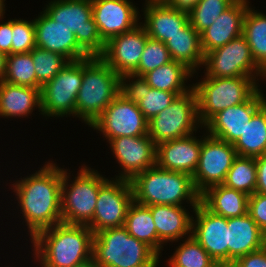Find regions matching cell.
Wrapping results in <instances>:
<instances>
[{
	"mask_svg": "<svg viewBox=\"0 0 266 267\" xmlns=\"http://www.w3.org/2000/svg\"><path fill=\"white\" fill-rule=\"evenodd\" d=\"M70 173L63 169L61 188L62 223L88 226L93 219L100 186L108 179L91 167L82 166L72 184ZM70 184V185H69Z\"/></svg>",
	"mask_w": 266,
	"mask_h": 267,
	"instance_id": "7",
	"label": "cell"
},
{
	"mask_svg": "<svg viewBox=\"0 0 266 267\" xmlns=\"http://www.w3.org/2000/svg\"><path fill=\"white\" fill-rule=\"evenodd\" d=\"M32 59L37 77V88L41 89L70 62L65 56L39 47L32 50Z\"/></svg>",
	"mask_w": 266,
	"mask_h": 267,
	"instance_id": "37",
	"label": "cell"
},
{
	"mask_svg": "<svg viewBox=\"0 0 266 267\" xmlns=\"http://www.w3.org/2000/svg\"><path fill=\"white\" fill-rule=\"evenodd\" d=\"M35 107L41 113V89L0 82V116L25 118Z\"/></svg>",
	"mask_w": 266,
	"mask_h": 267,
	"instance_id": "27",
	"label": "cell"
},
{
	"mask_svg": "<svg viewBox=\"0 0 266 267\" xmlns=\"http://www.w3.org/2000/svg\"><path fill=\"white\" fill-rule=\"evenodd\" d=\"M34 19L36 47L59 53L69 61L90 57L77 43L72 30L58 24L44 11Z\"/></svg>",
	"mask_w": 266,
	"mask_h": 267,
	"instance_id": "20",
	"label": "cell"
},
{
	"mask_svg": "<svg viewBox=\"0 0 266 267\" xmlns=\"http://www.w3.org/2000/svg\"><path fill=\"white\" fill-rule=\"evenodd\" d=\"M266 103L260 88L245 102L230 106L215 114L203 127L209 134L234 144L250 123L253 115Z\"/></svg>",
	"mask_w": 266,
	"mask_h": 267,
	"instance_id": "16",
	"label": "cell"
},
{
	"mask_svg": "<svg viewBox=\"0 0 266 267\" xmlns=\"http://www.w3.org/2000/svg\"><path fill=\"white\" fill-rule=\"evenodd\" d=\"M243 36L254 61L266 72V15L249 6L244 16Z\"/></svg>",
	"mask_w": 266,
	"mask_h": 267,
	"instance_id": "33",
	"label": "cell"
},
{
	"mask_svg": "<svg viewBox=\"0 0 266 267\" xmlns=\"http://www.w3.org/2000/svg\"><path fill=\"white\" fill-rule=\"evenodd\" d=\"M236 0H200L189 11V22L201 34Z\"/></svg>",
	"mask_w": 266,
	"mask_h": 267,
	"instance_id": "38",
	"label": "cell"
},
{
	"mask_svg": "<svg viewBox=\"0 0 266 267\" xmlns=\"http://www.w3.org/2000/svg\"><path fill=\"white\" fill-rule=\"evenodd\" d=\"M12 20L0 24V52L11 54Z\"/></svg>",
	"mask_w": 266,
	"mask_h": 267,
	"instance_id": "43",
	"label": "cell"
},
{
	"mask_svg": "<svg viewBox=\"0 0 266 267\" xmlns=\"http://www.w3.org/2000/svg\"><path fill=\"white\" fill-rule=\"evenodd\" d=\"M134 202L144 205H176L190 203L194 209L200 202L192 176L159 168L157 165L136 174L130 180Z\"/></svg>",
	"mask_w": 266,
	"mask_h": 267,
	"instance_id": "3",
	"label": "cell"
},
{
	"mask_svg": "<svg viewBox=\"0 0 266 267\" xmlns=\"http://www.w3.org/2000/svg\"><path fill=\"white\" fill-rule=\"evenodd\" d=\"M167 262L169 267H220L193 235L183 240Z\"/></svg>",
	"mask_w": 266,
	"mask_h": 267,
	"instance_id": "35",
	"label": "cell"
},
{
	"mask_svg": "<svg viewBox=\"0 0 266 267\" xmlns=\"http://www.w3.org/2000/svg\"><path fill=\"white\" fill-rule=\"evenodd\" d=\"M6 58L7 55L0 52V82L3 81L6 74Z\"/></svg>",
	"mask_w": 266,
	"mask_h": 267,
	"instance_id": "46",
	"label": "cell"
},
{
	"mask_svg": "<svg viewBox=\"0 0 266 267\" xmlns=\"http://www.w3.org/2000/svg\"><path fill=\"white\" fill-rule=\"evenodd\" d=\"M111 151L122 169L115 178L131 180L136 174L156 165V145L149 135L109 141Z\"/></svg>",
	"mask_w": 266,
	"mask_h": 267,
	"instance_id": "17",
	"label": "cell"
},
{
	"mask_svg": "<svg viewBox=\"0 0 266 267\" xmlns=\"http://www.w3.org/2000/svg\"><path fill=\"white\" fill-rule=\"evenodd\" d=\"M257 168L256 192L266 194V153L255 157Z\"/></svg>",
	"mask_w": 266,
	"mask_h": 267,
	"instance_id": "44",
	"label": "cell"
},
{
	"mask_svg": "<svg viewBox=\"0 0 266 267\" xmlns=\"http://www.w3.org/2000/svg\"><path fill=\"white\" fill-rule=\"evenodd\" d=\"M248 195L218 184L200 194V202L211 212L225 218L240 217L247 213Z\"/></svg>",
	"mask_w": 266,
	"mask_h": 267,
	"instance_id": "28",
	"label": "cell"
},
{
	"mask_svg": "<svg viewBox=\"0 0 266 267\" xmlns=\"http://www.w3.org/2000/svg\"><path fill=\"white\" fill-rule=\"evenodd\" d=\"M93 236L88 226L59 223L30 240L41 267H74L92 257Z\"/></svg>",
	"mask_w": 266,
	"mask_h": 267,
	"instance_id": "2",
	"label": "cell"
},
{
	"mask_svg": "<svg viewBox=\"0 0 266 267\" xmlns=\"http://www.w3.org/2000/svg\"><path fill=\"white\" fill-rule=\"evenodd\" d=\"M5 0H0V20L4 17V13H5V4H4Z\"/></svg>",
	"mask_w": 266,
	"mask_h": 267,
	"instance_id": "49",
	"label": "cell"
},
{
	"mask_svg": "<svg viewBox=\"0 0 266 267\" xmlns=\"http://www.w3.org/2000/svg\"><path fill=\"white\" fill-rule=\"evenodd\" d=\"M3 81L13 85L37 88L32 51L7 55L6 74Z\"/></svg>",
	"mask_w": 266,
	"mask_h": 267,
	"instance_id": "36",
	"label": "cell"
},
{
	"mask_svg": "<svg viewBox=\"0 0 266 267\" xmlns=\"http://www.w3.org/2000/svg\"><path fill=\"white\" fill-rule=\"evenodd\" d=\"M74 267H100V266L96 263L95 259L93 257H91L90 259L86 260L85 262L77 264Z\"/></svg>",
	"mask_w": 266,
	"mask_h": 267,
	"instance_id": "47",
	"label": "cell"
},
{
	"mask_svg": "<svg viewBox=\"0 0 266 267\" xmlns=\"http://www.w3.org/2000/svg\"><path fill=\"white\" fill-rule=\"evenodd\" d=\"M249 3L248 0H236L200 34L204 55L243 35V21Z\"/></svg>",
	"mask_w": 266,
	"mask_h": 267,
	"instance_id": "23",
	"label": "cell"
},
{
	"mask_svg": "<svg viewBox=\"0 0 266 267\" xmlns=\"http://www.w3.org/2000/svg\"><path fill=\"white\" fill-rule=\"evenodd\" d=\"M120 78L100 57L84 58L75 116L90 126L119 95Z\"/></svg>",
	"mask_w": 266,
	"mask_h": 267,
	"instance_id": "4",
	"label": "cell"
},
{
	"mask_svg": "<svg viewBox=\"0 0 266 267\" xmlns=\"http://www.w3.org/2000/svg\"><path fill=\"white\" fill-rule=\"evenodd\" d=\"M169 0H145L144 6L149 5H167Z\"/></svg>",
	"mask_w": 266,
	"mask_h": 267,
	"instance_id": "48",
	"label": "cell"
},
{
	"mask_svg": "<svg viewBox=\"0 0 266 267\" xmlns=\"http://www.w3.org/2000/svg\"><path fill=\"white\" fill-rule=\"evenodd\" d=\"M206 135H203L198 165L192 176L195 190L199 194L211 186L223 184L238 156L233 144Z\"/></svg>",
	"mask_w": 266,
	"mask_h": 267,
	"instance_id": "13",
	"label": "cell"
},
{
	"mask_svg": "<svg viewBox=\"0 0 266 267\" xmlns=\"http://www.w3.org/2000/svg\"><path fill=\"white\" fill-rule=\"evenodd\" d=\"M228 267L239 257L266 245V235L246 213L228 218Z\"/></svg>",
	"mask_w": 266,
	"mask_h": 267,
	"instance_id": "25",
	"label": "cell"
},
{
	"mask_svg": "<svg viewBox=\"0 0 266 267\" xmlns=\"http://www.w3.org/2000/svg\"><path fill=\"white\" fill-rule=\"evenodd\" d=\"M247 213L266 235V194L255 192L250 195Z\"/></svg>",
	"mask_w": 266,
	"mask_h": 267,
	"instance_id": "41",
	"label": "cell"
},
{
	"mask_svg": "<svg viewBox=\"0 0 266 267\" xmlns=\"http://www.w3.org/2000/svg\"><path fill=\"white\" fill-rule=\"evenodd\" d=\"M172 60L184 64L194 74L204 63L200 34L188 22L165 42ZM201 65V66H200Z\"/></svg>",
	"mask_w": 266,
	"mask_h": 267,
	"instance_id": "29",
	"label": "cell"
},
{
	"mask_svg": "<svg viewBox=\"0 0 266 267\" xmlns=\"http://www.w3.org/2000/svg\"><path fill=\"white\" fill-rule=\"evenodd\" d=\"M148 122L138 105L119 93L90 127L100 131L109 142L120 136L148 135Z\"/></svg>",
	"mask_w": 266,
	"mask_h": 267,
	"instance_id": "14",
	"label": "cell"
},
{
	"mask_svg": "<svg viewBox=\"0 0 266 267\" xmlns=\"http://www.w3.org/2000/svg\"><path fill=\"white\" fill-rule=\"evenodd\" d=\"M193 212L191 234L220 267H228V218L216 215L201 202Z\"/></svg>",
	"mask_w": 266,
	"mask_h": 267,
	"instance_id": "15",
	"label": "cell"
},
{
	"mask_svg": "<svg viewBox=\"0 0 266 267\" xmlns=\"http://www.w3.org/2000/svg\"><path fill=\"white\" fill-rule=\"evenodd\" d=\"M229 267H266V245L239 257Z\"/></svg>",
	"mask_w": 266,
	"mask_h": 267,
	"instance_id": "42",
	"label": "cell"
},
{
	"mask_svg": "<svg viewBox=\"0 0 266 267\" xmlns=\"http://www.w3.org/2000/svg\"><path fill=\"white\" fill-rule=\"evenodd\" d=\"M194 134L165 141L156 145V165L165 170L193 176L200 157L202 137Z\"/></svg>",
	"mask_w": 266,
	"mask_h": 267,
	"instance_id": "21",
	"label": "cell"
},
{
	"mask_svg": "<svg viewBox=\"0 0 266 267\" xmlns=\"http://www.w3.org/2000/svg\"><path fill=\"white\" fill-rule=\"evenodd\" d=\"M43 11L58 24L72 30L78 45L90 57L103 54L106 43L92 17L91 0H53Z\"/></svg>",
	"mask_w": 266,
	"mask_h": 267,
	"instance_id": "8",
	"label": "cell"
},
{
	"mask_svg": "<svg viewBox=\"0 0 266 267\" xmlns=\"http://www.w3.org/2000/svg\"><path fill=\"white\" fill-rule=\"evenodd\" d=\"M35 47L34 20L12 19L11 54L29 53Z\"/></svg>",
	"mask_w": 266,
	"mask_h": 267,
	"instance_id": "40",
	"label": "cell"
},
{
	"mask_svg": "<svg viewBox=\"0 0 266 267\" xmlns=\"http://www.w3.org/2000/svg\"><path fill=\"white\" fill-rule=\"evenodd\" d=\"M140 22L130 31L111 38L100 58L118 75L133 73L139 65L146 41L149 38Z\"/></svg>",
	"mask_w": 266,
	"mask_h": 267,
	"instance_id": "18",
	"label": "cell"
},
{
	"mask_svg": "<svg viewBox=\"0 0 266 267\" xmlns=\"http://www.w3.org/2000/svg\"><path fill=\"white\" fill-rule=\"evenodd\" d=\"M203 66L207 77H252L257 81L258 76L266 78L243 35L206 53Z\"/></svg>",
	"mask_w": 266,
	"mask_h": 267,
	"instance_id": "10",
	"label": "cell"
},
{
	"mask_svg": "<svg viewBox=\"0 0 266 267\" xmlns=\"http://www.w3.org/2000/svg\"><path fill=\"white\" fill-rule=\"evenodd\" d=\"M91 5L92 17L105 43L140 24V12L130 0H91Z\"/></svg>",
	"mask_w": 266,
	"mask_h": 267,
	"instance_id": "19",
	"label": "cell"
},
{
	"mask_svg": "<svg viewBox=\"0 0 266 267\" xmlns=\"http://www.w3.org/2000/svg\"><path fill=\"white\" fill-rule=\"evenodd\" d=\"M193 74L184 64L173 60L146 73L143 77L151 88L174 92L179 96L192 89V85L188 87L185 81Z\"/></svg>",
	"mask_w": 266,
	"mask_h": 267,
	"instance_id": "30",
	"label": "cell"
},
{
	"mask_svg": "<svg viewBox=\"0 0 266 267\" xmlns=\"http://www.w3.org/2000/svg\"><path fill=\"white\" fill-rule=\"evenodd\" d=\"M20 179L12 187L32 239L38 232L62 223L63 168L49 161L38 172Z\"/></svg>",
	"mask_w": 266,
	"mask_h": 267,
	"instance_id": "1",
	"label": "cell"
},
{
	"mask_svg": "<svg viewBox=\"0 0 266 267\" xmlns=\"http://www.w3.org/2000/svg\"><path fill=\"white\" fill-rule=\"evenodd\" d=\"M192 85L197 96L198 117L204 126L215 114L247 101L259 88L252 77H207Z\"/></svg>",
	"mask_w": 266,
	"mask_h": 267,
	"instance_id": "6",
	"label": "cell"
},
{
	"mask_svg": "<svg viewBox=\"0 0 266 267\" xmlns=\"http://www.w3.org/2000/svg\"><path fill=\"white\" fill-rule=\"evenodd\" d=\"M120 94L137 104L148 121L167 108L178 96L174 92L151 88L143 76L133 73L121 75Z\"/></svg>",
	"mask_w": 266,
	"mask_h": 267,
	"instance_id": "22",
	"label": "cell"
},
{
	"mask_svg": "<svg viewBox=\"0 0 266 267\" xmlns=\"http://www.w3.org/2000/svg\"><path fill=\"white\" fill-rule=\"evenodd\" d=\"M142 24L149 38L165 43L189 22V14L168 5H149L143 8Z\"/></svg>",
	"mask_w": 266,
	"mask_h": 267,
	"instance_id": "26",
	"label": "cell"
},
{
	"mask_svg": "<svg viewBox=\"0 0 266 267\" xmlns=\"http://www.w3.org/2000/svg\"><path fill=\"white\" fill-rule=\"evenodd\" d=\"M92 257L100 267H157L160 261L150 246L130 235L124 226L94 234Z\"/></svg>",
	"mask_w": 266,
	"mask_h": 267,
	"instance_id": "5",
	"label": "cell"
},
{
	"mask_svg": "<svg viewBox=\"0 0 266 267\" xmlns=\"http://www.w3.org/2000/svg\"><path fill=\"white\" fill-rule=\"evenodd\" d=\"M256 184L257 168L255 157L237 156L227 173L223 185L250 196L256 192Z\"/></svg>",
	"mask_w": 266,
	"mask_h": 267,
	"instance_id": "34",
	"label": "cell"
},
{
	"mask_svg": "<svg viewBox=\"0 0 266 267\" xmlns=\"http://www.w3.org/2000/svg\"><path fill=\"white\" fill-rule=\"evenodd\" d=\"M124 227L137 240L150 246L158 254V235L151 210L133 202L125 219Z\"/></svg>",
	"mask_w": 266,
	"mask_h": 267,
	"instance_id": "32",
	"label": "cell"
},
{
	"mask_svg": "<svg viewBox=\"0 0 266 267\" xmlns=\"http://www.w3.org/2000/svg\"><path fill=\"white\" fill-rule=\"evenodd\" d=\"M83 79V59L68 62L41 88V114L49 117H75L76 97ZM68 115V116H67Z\"/></svg>",
	"mask_w": 266,
	"mask_h": 267,
	"instance_id": "11",
	"label": "cell"
},
{
	"mask_svg": "<svg viewBox=\"0 0 266 267\" xmlns=\"http://www.w3.org/2000/svg\"><path fill=\"white\" fill-rule=\"evenodd\" d=\"M200 0H169L167 5L172 8H176L177 10L185 11L189 13V11L199 2Z\"/></svg>",
	"mask_w": 266,
	"mask_h": 267,
	"instance_id": "45",
	"label": "cell"
},
{
	"mask_svg": "<svg viewBox=\"0 0 266 267\" xmlns=\"http://www.w3.org/2000/svg\"><path fill=\"white\" fill-rule=\"evenodd\" d=\"M233 146L238 156L258 157L266 153V103L253 115Z\"/></svg>",
	"mask_w": 266,
	"mask_h": 267,
	"instance_id": "31",
	"label": "cell"
},
{
	"mask_svg": "<svg viewBox=\"0 0 266 267\" xmlns=\"http://www.w3.org/2000/svg\"><path fill=\"white\" fill-rule=\"evenodd\" d=\"M107 179L99 189L93 219L88 227L97 232L124 226L127 211L134 202L133 190L129 180Z\"/></svg>",
	"mask_w": 266,
	"mask_h": 267,
	"instance_id": "12",
	"label": "cell"
},
{
	"mask_svg": "<svg viewBox=\"0 0 266 267\" xmlns=\"http://www.w3.org/2000/svg\"><path fill=\"white\" fill-rule=\"evenodd\" d=\"M173 61L165 43L148 38L142 52L135 75L144 76L146 73Z\"/></svg>",
	"mask_w": 266,
	"mask_h": 267,
	"instance_id": "39",
	"label": "cell"
},
{
	"mask_svg": "<svg viewBox=\"0 0 266 267\" xmlns=\"http://www.w3.org/2000/svg\"><path fill=\"white\" fill-rule=\"evenodd\" d=\"M153 215L158 235V255L163 250L164 243L189 237L192 233V218L184 206L151 205L147 206ZM188 211V212H187ZM189 234V235H188ZM187 235V236H186Z\"/></svg>",
	"mask_w": 266,
	"mask_h": 267,
	"instance_id": "24",
	"label": "cell"
},
{
	"mask_svg": "<svg viewBox=\"0 0 266 267\" xmlns=\"http://www.w3.org/2000/svg\"><path fill=\"white\" fill-rule=\"evenodd\" d=\"M203 127L198 117L197 96L192 88L179 95L173 102L148 122V135L155 145L182 138Z\"/></svg>",
	"mask_w": 266,
	"mask_h": 267,
	"instance_id": "9",
	"label": "cell"
}]
</instances>
